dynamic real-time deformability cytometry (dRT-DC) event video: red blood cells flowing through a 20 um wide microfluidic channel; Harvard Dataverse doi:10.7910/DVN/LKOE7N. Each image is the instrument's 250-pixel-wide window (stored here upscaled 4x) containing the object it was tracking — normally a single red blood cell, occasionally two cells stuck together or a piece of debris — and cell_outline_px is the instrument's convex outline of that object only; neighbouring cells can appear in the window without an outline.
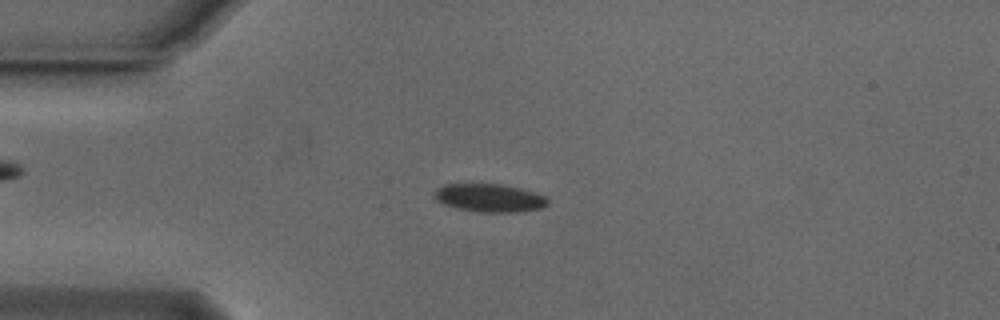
{"species": "Egyptian fruit bat (a non-hibernating species)", "species_latin": "Rousettus aegyptiacus", "temperature_condition": "cold", "stored_images_in_passage": 53, "camera_frame_rate_fps": 3000, "um_per_image_px": 0.085, "animal": {"sex": "male"}, "frame": {"image": 1, "passage_image": 13, "time_ms": 4.0, "image_size_px": [1000, 320], "cell_outline_px": [[548, 204], [544, 208], [516, 212], [476, 212], [456, 208], [444, 204], [436, 200], [436, 188], [444, 184], [500, 184], [520, 188], [536, 192], [544, 196], [548, 200]], "centroid_in_image_um": [41.63, 16.83], "position_along_channel_um": 43.4, "area_um2": 18.61}}
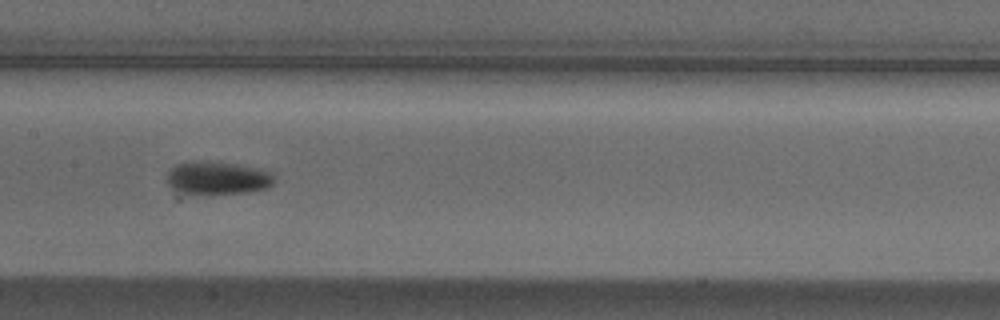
{"frame": {"image": 2, "passage_image": 26, "time_ms": 8.333, "image_size_px": [1000, 320], "cell_outline_px": [[276, 176], [272, 184], [264, 188], [248, 192], [184, 192], [172, 188], [168, 184], [168, 172], [176, 164], [200, 160], [208, 160], [236, 164], [272, 172]], "centroid_in_image_um": [18.51, 15.08], "position_along_channel_um": 188.9, "area_um2": 20.0}}
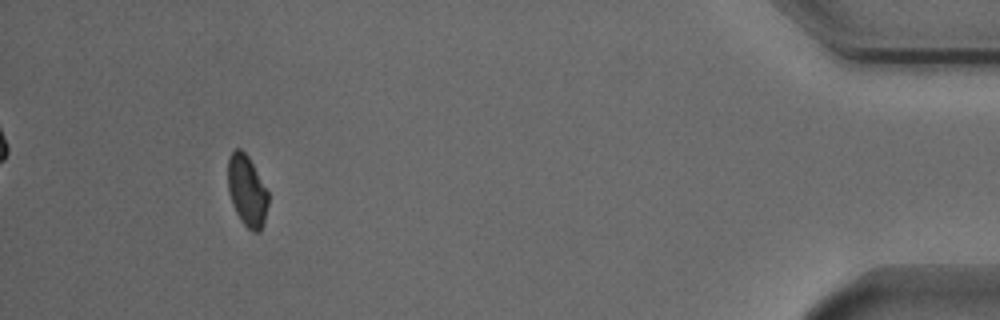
{"frame": {"image": 3, "passage_image": 49, "time_ms": 16.0, "image_size_px": [1000, 320], "cell_outline_px": [[268, 204], [264, 224], [260, 232], [252, 232], [240, 220], [232, 204], [228, 192], [228, 156], [236, 148], [240, 148], [248, 156], [268, 192]], "centroid_in_image_um": [20.99, 16.24], "position_along_channel_um": 414.2, "area_um2": 16.76}, "authors_computed_cell_mechanics": {"area_um2": 18.6116, "velocity_mm_per_s": 3.8414, "shape_relaxation_time_tau1_ms": 3.5436, "shape_relaxation_time_tau2_ms": null, "deformation_change_tau1": 0.0758, "deformation_change_tau2": null}}